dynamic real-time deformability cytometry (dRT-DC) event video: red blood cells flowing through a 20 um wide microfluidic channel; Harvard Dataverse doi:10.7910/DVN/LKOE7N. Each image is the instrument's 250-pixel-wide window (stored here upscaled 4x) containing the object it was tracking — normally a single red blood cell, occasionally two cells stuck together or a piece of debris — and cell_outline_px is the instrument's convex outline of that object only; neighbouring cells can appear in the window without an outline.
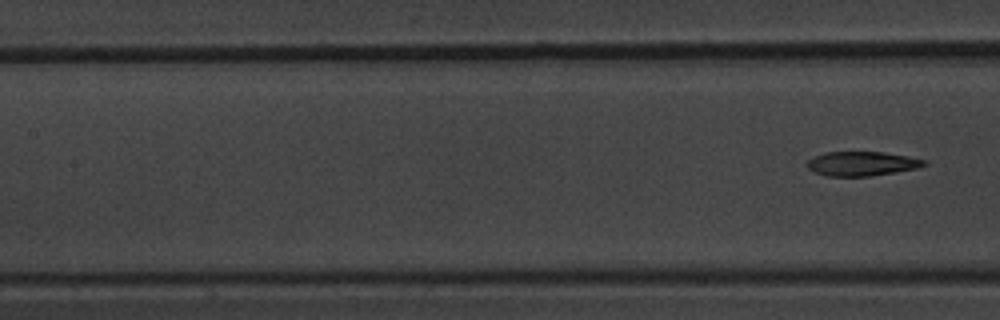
{"species": "common noctule bat (a hibernating species)", "species_latin": "Nyctalus noctula", "temperature_condition": "warm", "stored_images_in_passage": 8, "segment_of_instrument_passage": [2, 2], "camera_frame_rate_fps": 3000, "um_per_image_px": 0.085, "animal": {"sex": "male", "body_mass_g": 20.1, "forearm_length_mm": 53.5}, "frame": {"image": 1, "passage_image": 8, "time_ms": 9.667, "image_size_px": [1000, 320], "cell_outline_px": [[928, 164], [916, 168], [868, 176], [824, 176], [808, 168], [808, 160], [824, 152], [884, 152], [908, 156], [924, 160]], "centroid_in_image_um": [73.24, 13.9], "position_along_channel_um": 134.2, "area_um2": 16.3}}